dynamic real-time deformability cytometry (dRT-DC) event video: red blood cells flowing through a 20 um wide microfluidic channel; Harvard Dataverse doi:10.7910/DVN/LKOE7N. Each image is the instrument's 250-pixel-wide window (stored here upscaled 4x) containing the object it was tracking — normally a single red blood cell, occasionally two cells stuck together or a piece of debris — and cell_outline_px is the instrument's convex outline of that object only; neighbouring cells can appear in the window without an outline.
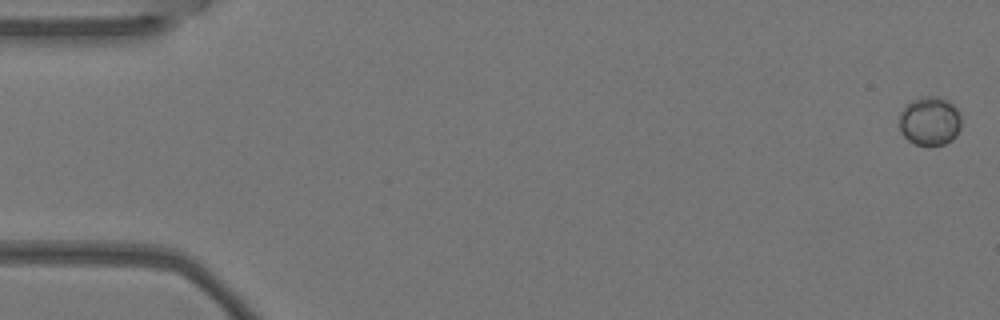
{"species": "Egyptian fruit bat (a non-hibernating species)", "species_latin": "Rousettus aegyptiacus", "temperature_condition": "warm", "stored_images_in_passage": 6, "camera_frame_rate_fps": 3000, "um_per_image_px": 0.085, "animal": {"sex": "female"}, "frame": {"image": 1, "passage_image": 1, "time_ms": 0.0, "image_size_px": [1000, 320], "cell_outline_px": [[960, 128], [956, 136], [952, 140], [944, 144], [916, 144], [908, 140], [900, 132], [900, 112], [912, 100], [920, 96], [940, 96], [948, 100], [960, 112]], "centroid_in_image_um": [79.04, 10.26], "position_along_channel_um": 6.0, "area_um2": 17.63}}
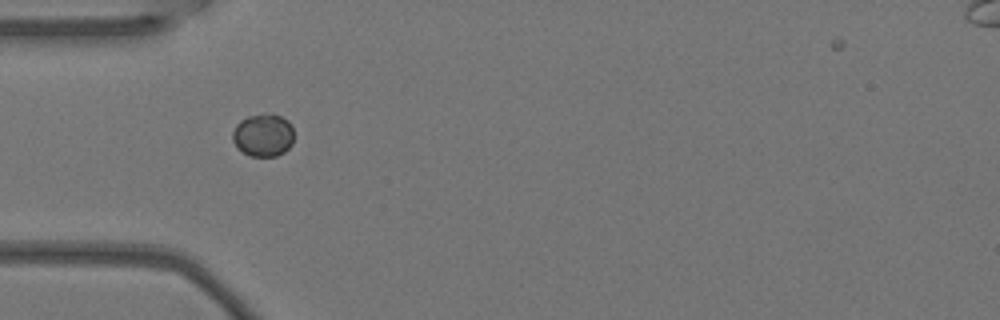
{"frame": {"image": 2, "passage_image": 5, "time_ms": 1.333, "image_size_px": [1000, 320], "cell_outline_px": [[292, 144], [284, 152], [276, 156], [252, 156], [236, 148], [232, 140], [232, 132], [236, 124], [240, 120], [248, 116], [264, 112], [280, 116], [288, 120], [292, 124]], "centroid_in_image_um": [22.35, 11.47], "position_along_channel_um": 62.7, "area_um2": 15.49}}
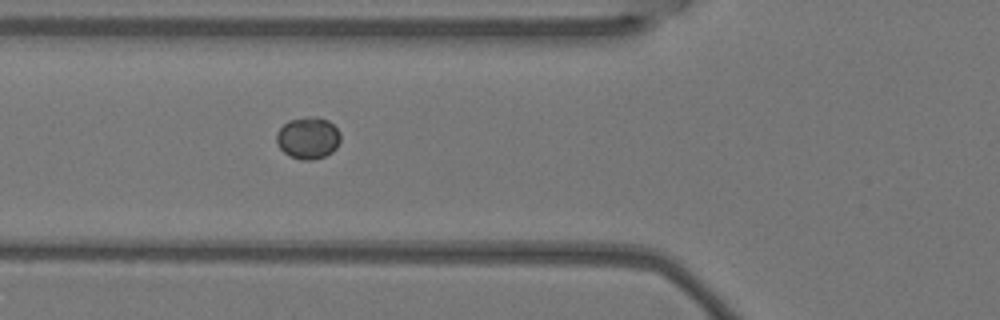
{"frame": {"image": 3, "passage_image": 6, "time_ms": 1.667, "image_size_px": [1000, 320], "cell_outline_px": [[340, 140], [336, 148], [332, 152], [324, 156], [312, 160], [300, 160], [288, 156], [280, 148], [276, 140], [276, 132], [288, 120], [308, 116], [316, 116], [328, 120], [340, 132]], "centroid_in_image_um": [26.17, 11.72], "position_along_channel_um": 99.6, "area_um2": 15.78}}